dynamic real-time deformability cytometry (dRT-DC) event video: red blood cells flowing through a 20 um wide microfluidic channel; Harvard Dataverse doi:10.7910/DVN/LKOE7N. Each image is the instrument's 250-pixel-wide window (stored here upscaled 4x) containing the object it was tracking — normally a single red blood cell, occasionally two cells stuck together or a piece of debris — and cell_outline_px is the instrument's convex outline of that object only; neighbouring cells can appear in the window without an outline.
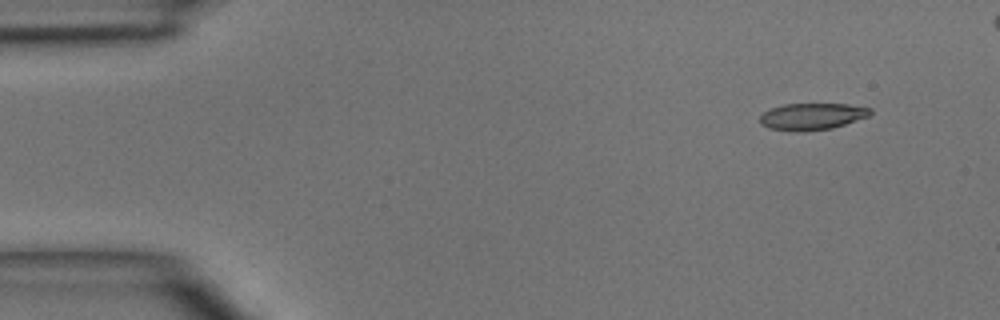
{"species": "common noctule bat (a hibernating species)", "species_latin": "Nyctalus noctula", "temperature_condition": "room temperature", "stored_images_in_passage": 6, "camera_frame_rate_fps": 3000, "um_per_image_px": 0.085, "animal": {"sex": "male", "body_mass_g": 15.6}, "frame": {"image": 1, "passage_image": 1, "time_ms": 0.0, "image_size_px": [1000, 320], "cell_outline_px": [[872, 112], [868, 116], [832, 128], [804, 132], [792, 132], [768, 128], [760, 124], [760, 116], [764, 112], [772, 108], [784, 104], [848, 104], [872, 108]], "centroid_in_image_um": [69.0, 9.91], "position_along_channel_um": 16.0, "area_um2": 17.28}}
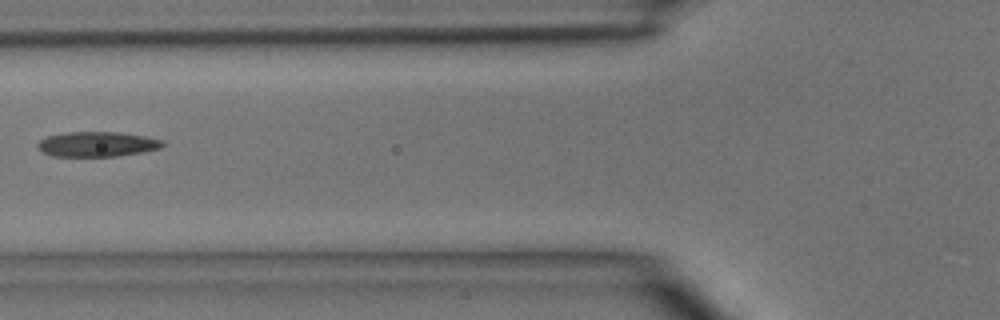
{"frame": {"image": 2, "passage_image": 5, "time_ms": 4.667, "image_size_px": [1000, 320], "cell_outline_px": [[164, 144], [160, 148], [144, 152], [116, 156], [52, 156], [40, 152], [36, 148], [36, 144], [40, 140], [48, 136], [68, 132], [120, 132], [144, 136], [164, 140]], "centroid_in_image_um": [8.23, 12.26], "position_along_channel_um": 117.6, "area_um2": 18.32}}